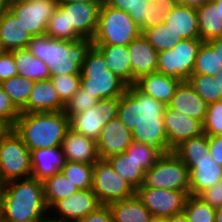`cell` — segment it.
I'll use <instances>...</instances> for the list:
<instances>
[{
	"label": "cell",
	"instance_id": "56",
	"mask_svg": "<svg viewBox=\"0 0 222 222\" xmlns=\"http://www.w3.org/2000/svg\"><path fill=\"white\" fill-rule=\"evenodd\" d=\"M59 1H76L81 3H92L97 5H103L105 3L104 0H59Z\"/></svg>",
	"mask_w": 222,
	"mask_h": 222
},
{
	"label": "cell",
	"instance_id": "24",
	"mask_svg": "<svg viewBox=\"0 0 222 222\" xmlns=\"http://www.w3.org/2000/svg\"><path fill=\"white\" fill-rule=\"evenodd\" d=\"M182 81L173 76H168L159 72L150 73L140 77L135 81V86L143 93L164 103H170L177 87Z\"/></svg>",
	"mask_w": 222,
	"mask_h": 222
},
{
	"label": "cell",
	"instance_id": "63",
	"mask_svg": "<svg viewBox=\"0 0 222 222\" xmlns=\"http://www.w3.org/2000/svg\"><path fill=\"white\" fill-rule=\"evenodd\" d=\"M217 79L219 80V82L222 85V68H221V71L217 74Z\"/></svg>",
	"mask_w": 222,
	"mask_h": 222
},
{
	"label": "cell",
	"instance_id": "26",
	"mask_svg": "<svg viewBox=\"0 0 222 222\" xmlns=\"http://www.w3.org/2000/svg\"><path fill=\"white\" fill-rule=\"evenodd\" d=\"M32 36L18 18L6 8L0 17V46L2 51L27 48Z\"/></svg>",
	"mask_w": 222,
	"mask_h": 222
},
{
	"label": "cell",
	"instance_id": "44",
	"mask_svg": "<svg viewBox=\"0 0 222 222\" xmlns=\"http://www.w3.org/2000/svg\"><path fill=\"white\" fill-rule=\"evenodd\" d=\"M133 156L145 170H149L161 156L156 150L150 148L145 143L132 141L125 151Z\"/></svg>",
	"mask_w": 222,
	"mask_h": 222
},
{
	"label": "cell",
	"instance_id": "48",
	"mask_svg": "<svg viewBox=\"0 0 222 222\" xmlns=\"http://www.w3.org/2000/svg\"><path fill=\"white\" fill-rule=\"evenodd\" d=\"M17 75V67L12 51H2L0 53V83Z\"/></svg>",
	"mask_w": 222,
	"mask_h": 222
},
{
	"label": "cell",
	"instance_id": "16",
	"mask_svg": "<svg viewBox=\"0 0 222 222\" xmlns=\"http://www.w3.org/2000/svg\"><path fill=\"white\" fill-rule=\"evenodd\" d=\"M163 117L169 146L172 150L183 141L201 136L204 133L203 124L199 120L172 109L168 105Z\"/></svg>",
	"mask_w": 222,
	"mask_h": 222
},
{
	"label": "cell",
	"instance_id": "23",
	"mask_svg": "<svg viewBox=\"0 0 222 222\" xmlns=\"http://www.w3.org/2000/svg\"><path fill=\"white\" fill-rule=\"evenodd\" d=\"M31 177L39 181L59 173L65 164L61 146L30 150Z\"/></svg>",
	"mask_w": 222,
	"mask_h": 222
},
{
	"label": "cell",
	"instance_id": "31",
	"mask_svg": "<svg viewBox=\"0 0 222 222\" xmlns=\"http://www.w3.org/2000/svg\"><path fill=\"white\" fill-rule=\"evenodd\" d=\"M113 169L137 190L142 185L145 169L131 155L126 152L115 154L107 158Z\"/></svg>",
	"mask_w": 222,
	"mask_h": 222
},
{
	"label": "cell",
	"instance_id": "64",
	"mask_svg": "<svg viewBox=\"0 0 222 222\" xmlns=\"http://www.w3.org/2000/svg\"><path fill=\"white\" fill-rule=\"evenodd\" d=\"M27 222H43V219L30 220V221H27Z\"/></svg>",
	"mask_w": 222,
	"mask_h": 222
},
{
	"label": "cell",
	"instance_id": "37",
	"mask_svg": "<svg viewBox=\"0 0 222 222\" xmlns=\"http://www.w3.org/2000/svg\"><path fill=\"white\" fill-rule=\"evenodd\" d=\"M183 213L188 222H215L216 208L198 196L188 195Z\"/></svg>",
	"mask_w": 222,
	"mask_h": 222
},
{
	"label": "cell",
	"instance_id": "57",
	"mask_svg": "<svg viewBox=\"0 0 222 222\" xmlns=\"http://www.w3.org/2000/svg\"><path fill=\"white\" fill-rule=\"evenodd\" d=\"M43 222H72V221H67V220H62V219H58V218H51L50 216L46 218V216L43 218Z\"/></svg>",
	"mask_w": 222,
	"mask_h": 222
},
{
	"label": "cell",
	"instance_id": "38",
	"mask_svg": "<svg viewBox=\"0 0 222 222\" xmlns=\"http://www.w3.org/2000/svg\"><path fill=\"white\" fill-rule=\"evenodd\" d=\"M142 35L157 52L172 50L178 43L173 31L164 22L156 27L144 29Z\"/></svg>",
	"mask_w": 222,
	"mask_h": 222
},
{
	"label": "cell",
	"instance_id": "2",
	"mask_svg": "<svg viewBox=\"0 0 222 222\" xmlns=\"http://www.w3.org/2000/svg\"><path fill=\"white\" fill-rule=\"evenodd\" d=\"M49 212L42 181L29 177L3 184L0 194V222L43 219L51 215Z\"/></svg>",
	"mask_w": 222,
	"mask_h": 222
},
{
	"label": "cell",
	"instance_id": "58",
	"mask_svg": "<svg viewBox=\"0 0 222 222\" xmlns=\"http://www.w3.org/2000/svg\"><path fill=\"white\" fill-rule=\"evenodd\" d=\"M215 222H222V207L216 208Z\"/></svg>",
	"mask_w": 222,
	"mask_h": 222
},
{
	"label": "cell",
	"instance_id": "29",
	"mask_svg": "<svg viewBox=\"0 0 222 222\" xmlns=\"http://www.w3.org/2000/svg\"><path fill=\"white\" fill-rule=\"evenodd\" d=\"M12 54L19 76L33 81L50 79L51 74L44 61L35 58L28 48L13 50Z\"/></svg>",
	"mask_w": 222,
	"mask_h": 222
},
{
	"label": "cell",
	"instance_id": "35",
	"mask_svg": "<svg viewBox=\"0 0 222 222\" xmlns=\"http://www.w3.org/2000/svg\"><path fill=\"white\" fill-rule=\"evenodd\" d=\"M105 3L115 9L128 12L133 21L141 28H148L149 3L144 0H105Z\"/></svg>",
	"mask_w": 222,
	"mask_h": 222
},
{
	"label": "cell",
	"instance_id": "41",
	"mask_svg": "<svg viewBox=\"0 0 222 222\" xmlns=\"http://www.w3.org/2000/svg\"><path fill=\"white\" fill-rule=\"evenodd\" d=\"M173 152L180 159H200L209 152V136H201L183 141Z\"/></svg>",
	"mask_w": 222,
	"mask_h": 222
},
{
	"label": "cell",
	"instance_id": "46",
	"mask_svg": "<svg viewBox=\"0 0 222 222\" xmlns=\"http://www.w3.org/2000/svg\"><path fill=\"white\" fill-rule=\"evenodd\" d=\"M178 4V0H156L149 5L148 28L161 24L165 16Z\"/></svg>",
	"mask_w": 222,
	"mask_h": 222
},
{
	"label": "cell",
	"instance_id": "42",
	"mask_svg": "<svg viewBox=\"0 0 222 222\" xmlns=\"http://www.w3.org/2000/svg\"><path fill=\"white\" fill-rule=\"evenodd\" d=\"M61 102L66 105L81 87V75H59L50 77Z\"/></svg>",
	"mask_w": 222,
	"mask_h": 222
},
{
	"label": "cell",
	"instance_id": "60",
	"mask_svg": "<svg viewBox=\"0 0 222 222\" xmlns=\"http://www.w3.org/2000/svg\"><path fill=\"white\" fill-rule=\"evenodd\" d=\"M216 6H219V14L221 15L222 18V0H212Z\"/></svg>",
	"mask_w": 222,
	"mask_h": 222
},
{
	"label": "cell",
	"instance_id": "14",
	"mask_svg": "<svg viewBox=\"0 0 222 222\" xmlns=\"http://www.w3.org/2000/svg\"><path fill=\"white\" fill-rule=\"evenodd\" d=\"M57 6L62 11H67L68 30H75L82 38L93 39L102 5L76 1H58Z\"/></svg>",
	"mask_w": 222,
	"mask_h": 222
},
{
	"label": "cell",
	"instance_id": "39",
	"mask_svg": "<svg viewBox=\"0 0 222 222\" xmlns=\"http://www.w3.org/2000/svg\"><path fill=\"white\" fill-rule=\"evenodd\" d=\"M221 71L218 53L207 43L202 42L198 49L195 67L192 74L216 76Z\"/></svg>",
	"mask_w": 222,
	"mask_h": 222
},
{
	"label": "cell",
	"instance_id": "51",
	"mask_svg": "<svg viewBox=\"0 0 222 222\" xmlns=\"http://www.w3.org/2000/svg\"><path fill=\"white\" fill-rule=\"evenodd\" d=\"M209 154L222 166V135L209 136Z\"/></svg>",
	"mask_w": 222,
	"mask_h": 222
},
{
	"label": "cell",
	"instance_id": "59",
	"mask_svg": "<svg viewBox=\"0 0 222 222\" xmlns=\"http://www.w3.org/2000/svg\"><path fill=\"white\" fill-rule=\"evenodd\" d=\"M7 8L5 1L4 0H0V17L2 16L3 12L5 11V9Z\"/></svg>",
	"mask_w": 222,
	"mask_h": 222
},
{
	"label": "cell",
	"instance_id": "9",
	"mask_svg": "<svg viewBox=\"0 0 222 222\" xmlns=\"http://www.w3.org/2000/svg\"><path fill=\"white\" fill-rule=\"evenodd\" d=\"M201 39L178 41L172 50L158 52L157 72L188 81L194 70Z\"/></svg>",
	"mask_w": 222,
	"mask_h": 222
},
{
	"label": "cell",
	"instance_id": "30",
	"mask_svg": "<svg viewBox=\"0 0 222 222\" xmlns=\"http://www.w3.org/2000/svg\"><path fill=\"white\" fill-rule=\"evenodd\" d=\"M199 21L200 39L208 42L222 36V18L219 6L211 1L196 9Z\"/></svg>",
	"mask_w": 222,
	"mask_h": 222
},
{
	"label": "cell",
	"instance_id": "5",
	"mask_svg": "<svg viewBox=\"0 0 222 222\" xmlns=\"http://www.w3.org/2000/svg\"><path fill=\"white\" fill-rule=\"evenodd\" d=\"M81 88L101 99L120 98L128 86L108 70L103 55L92 46L81 69Z\"/></svg>",
	"mask_w": 222,
	"mask_h": 222
},
{
	"label": "cell",
	"instance_id": "54",
	"mask_svg": "<svg viewBox=\"0 0 222 222\" xmlns=\"http://www.w3.org/2000/svg\"><path fill=\"white\" fill-rule=\"evenodd\" d=\"M167 222H188L185 214L183 212L172 215L167 218Z\"/></svg>",
	"mask_w": 222,
	"mask_h": 222
},
{
	"label": "cell",
	"instance_id": "6",
	"mask_svg": "<svg viewBox=\"0 0 222 222\" xmlns=\"http://www.w3.org/2000/svg\"><path fill=\"white\" fill-rule=\"evenodd\" d=\"M141 34V28L128 12L104 3L99 11L98 26L92 42L93 45L127 46Z\"/></svg>",
	"mask_w": 222,
	"mask_h": 222
},
{
	"label": "cell",
	"instance_id": "34",
	"mask_svg": "<svg viewBox=\"0 0 222 222\" xmlns=\"http://www.w3.org/2000/svg\"><path fill=\"white\" fill-rule=\"evenodd\" d=\"M187 82L207 104L222 100V85L217 75L191 74Z\"/></svg>",
	"mask_w": 222,
	"mask_h": 222
},
{
	"label": "cell",
	"instance_id": "62",
	"mask_svg": "<svg viewBox=\"0 0 222 222\" xmlns=\"http://www.w3.org/2000/svg\"><path fill=\"white\" fill-rule=\"evenodd\" d=\"M4 1H5L6 6H8L12 3L19 2V1H24V0H4Z\"/></svg>",
	"mask_w": 222,
	"mask_h": 222
},
{
	"label": "cell",
	"instance_id": "8",
	"mask_svg": "<svg viewBox=\"0 0 222 222\" xmlns=\"http://www.w3.org/2000/svg\"><path fill=\"white\" fill-rule=\"evenodd\" d=\"M30 150L14 129L0 139V181L31 177Z\"/></svg>",
	"mask_w": 222,
	"mask_h": 222
},
{
	"label": "cell",
	"instance_id": "18",
	"mask_svg": "<svg viewBox=\"0 0 222 222\" xmlns=\"http://www.w3.org/2000/svg\"><path fill=\"white\" fill-rule=\"evenodd\" d=\"M132 141V131L116 117L101 129L97 141L98 155L101 159H107L112 155L123 153Z\"/></svg>",
	"mask_w": 222,
	"mask_h": 222
},
{
	"label": "cell",
	"instance_id": "20",
	"mask_svg": "<svg viewBox=\"0 0 222 222\" xmlns=\"http://www.w3.org/2000/svg\"><path fill=\"white\" fill-rule=\"evenodd\" d=\"M65 105L61 102L51 79L35 81L26 106L20 113L62 112Z\"/></svg>",
	"mask_w": 222,
	"mask_h": 222
},
{
	"label": "cell",
	"instance_id": "47",
	"mask_svg": "<svg viewBox=\"0 0 222 222\" xmlns=\"http://www.w3.org/2000/svg\"><path fill=\"white\" fill-rule=\"evenodd\" d=\"M19 116L20 111L14 106L0 85V119L13 129Z\"/></svg>",
	"mask_w": 222,
	"mask_h": 222
},
{
	"label": "cell",
	"instance_id": "43",
	"mask_svg": "<svg viewBox=\"0 0 222 222\" xmlns=\"http://www.w3.org/2000/svg\"><path fill=\"white\" fill-rule=\"evenodd\" d=\"M203 132L207 136L222 135V100L208 104Z\"/></svg>",
	"mask_w": 222,
	"mask_h": 222
},
{
	"label": "cell",
	"instance_id": "3",
	"mask_svg": "<svg viewBox=\"0 0 222 222\" xmlns=\"http://www.w3.org/2000/svg\"><path fill=\"white\" fill-rule=\"evenodd\" d=\"M92 46L91 39H54L45 33L32 36L27 48L35 58L44 61L51 77H55L80 75L86 55Z\"/></svg>",
	"mask_w": 222,
	"mask_h": 222
},
{
	"label": "cell",
	"instance_id": "33",
	"mask_svg": "<svg viewBox=\"0 0 222 222\" xmlns=\"http://www.w3.org/2000/svg\"><path fill=\"white\" fill-rule=\"evenodd\" d=\"M35 81L22 76H14L0 83L14 106L21 111L27 104Z\"/></svg>",
	"mask_w": 222,
	"mask_h": 222
},
{
	"label": "cell",
	"instance_id": "22",
	"mask_svg": "<svg viewBox=\"0 0 222 222\" xmlns=\"http://www.w3.org/2000/svg\"><path fill=\"white\" fill-rule=\"evenodd\" d=\"M163 22L173 31L176 36V41L200 39L199 21L195 8L177 4V6L165 16Z\"/></svg>",
	"mask_w": 222,
	"mask_h": 222
},
{
	"label": "cell",
	"instance_id": "15",
	"mask_svg": "<svg viewBox=\"0 0 222 222\" xmlns=\"http://www.w3.org/2000/svg\"><path fill=\"white\" fill-rule=\"evenodd\" d=\"M101 205V202L91 188L79 190L62 200H59L49 211L50 213H52L51 211L55 213L53 216L55 218L57 217L62 220L79 222L82 218L96 210Z\"/></svg>",
	"mask_w": 222,
	"mask_h": 222
},
{
	"label": "cell",
	"instance_id": "49",
	"mask_svg": "<svg viewBox=\"0 0 222 222\" xmlns=\"http://www.w3.org/2000/svg\"><path fill=\"white\" fill-rule=\"evenodd\" d=\"M198 197L214 208L222 207V180L201 192Z\"/></svg>",
	"mask_w": 222,
	"mask_h": 222
},
{
	"label": "cell",
	"instance_id": "21",
	"mask_svg": "<svg viewBox=\"0 0 222 222\" xmlns=\"http://www.w3.org/2000/svg\"><path fill=\"white\" fill-rule=\"evenodd\" d=\"M65 161L94 164L100 157L97 142L69 128L61 145Z\"/></svg>",
	"mask_w": 222,
	"mask_h": 222
},
{
	"label": "cell",
	"instance_id": "65",
	"mask_svg": "<svg viewBox=\"0 0 222 222\" xmlns=\"http://www.w3.org/2000/svg\"><path fill=\"white\" fill-rule=\"evenodd\" d=\"M144 1H146V2L149 3V4H152V3H154L156 0H144Z\"/></svg>",
	"mask_w": 222,
	"mask_h": 222
},
{
	"label": "cell",
	"instance_id": "7",
	"mask_svg": "<svg viewBox=\"0 0 222 222\" xmlns=\"http://www.w3.org/2000/svg\"><path fill=\"white\" fill-rule=\"evenodd\" d=\"M189 169L172 151L161 155L156 163L145 171L140 187L184 191L190 195Z\"/></svg>",
	"mask_w": 222,
	"mask_h": 222
},
{
	"label": "cell",
	"instance_id": "28",
	"mask_svg": "<svg viewBox=\"0 0 222 222\" xmlns=\"http://www.w3.org/2000/svg\"><path fill=\"white\" fill-rule=\"evenodd\" d=\"M113 222H151L153 215L135 194L129 198L114 201L108 205Z\"/></svg>",
	"mask_w": 222,
	"mask_h": 222
},
{
	"label": "cell",
	"instance_id": "61",
	"mask_svg": "<svg viewBox=\"0 0 222 222\" xmlns=\"http://www.w3.org/2000/svg\"><path fill=\"white\" fill-rule=\"evenodd\" d=\"M151 222H167V218L153 217Z\"/></svg>",
	"mask_w": 222,
	"mask_h": 222
},
{
	"label": "cell",
	"instance_id": "36",
	"mask_svg": "<svg viewBox=\"0 0 222 222\" xmlns=\"http://www.w3.org/2000/svg\"><path fill=\"white\" fill-rule=\"evenodd\" d=\"M61 172L68 177L79 190L92 188L93 164L65 161Z\"/></svg>",
	"mask_w": 222,
	"mask_h": 222
},
{
	"label": "cell",
	"instance_id": "11",
	"mask_svg": "<svg viewBox=\"0 0 222 222\" xmlns=\"http://www.w3.org/2000/svg\"><path fill=\"white\" fill-rule=\"evenodd\" d=\"M119 98L101 99L87 111L69 118L70 128L94 141L99 140L101 129L118 117Z\"/></svg>",
	"mask_w": 222,
	"mask_h": 222
},
{
	"label": "cell",
	"instance_id": "53",
	"mask_svg": "<svg viewBox=\"0 0 222 222\" xmlns=\"http://www.w3.org/2000/svg\"><path fill=\"white\" fill-rule=\"evenodd\" d=\"M212 0H178V4L189 6L192 8H199L205 5L208 2H211Z\"/></svg>",
	"mask_w": 222,
	"mask_h": 222
},
{
	"label": "cell",
	"instance_id": "17",
	"mask_svg": "<svg viewBox=\"0 0 222 222\" xmlns=\"http://www.w3.org/2000/svg\"><path fill=\"white\" fill-rule=\"evenodd\" d=\"M189 169L190 195L198 196L201 192L222 180V166L209 152L200 159H181Z\"/></svg>",
	"mask_w": 222,
	"mask_h": 222
},
{
	"label": "cell",
	"instance_id": "52",
	"mask_svg": "<svg viewBox=\"0 0 222 222\" xmlns=\"http://www.w3.org/2000/svg\"><path fill=\"white\" fill-rule=\"evenodd\" d=\"M207 43L214 49L215 53H218L220 68H222V36L212 39Z\"/></svg>",
	"mask_w": 222,
	"mask_h": 222
},
{
	"label": "cell",
	"instance_id": "10",
	"mask_svg": "<svg viewBox=\"0 0 222 222\" xmlns=\"http://www.w3.org/2000/svg\"><path fill=\"white\" fill-rule=\"evenodd\" d=\"M92 190L104 205L136 194V190L113 169L110 162L101 158L93 164Z\"/></svg>",
	"mask_w": 222,
	"mask_h": 222
},
{
	"label": "cell",
	"instance_id": "40",
	"mask_svg": "<svg viewBox=\"0 0 222 222\" xmlns=\"http://www.w3.org/2000/svg\"><path fill=\"white\" fill-rule=\"evenodd\" d=\"M46 34L54 39L71 41L82 39L75 30H68L67 11H62L58 6L49 19Z\"/></svg>",
	"mask_w": 222,
	"mask_h": 222
},
{
	"label": "cell",
	"instance_id": "13",
	"mask_svg": "<svg viewBox=\"0 0 222 222\" xmlns=\"http://www.w3.org/2000/svg\"><path fill=\"white\" fill-rule=\"evenodd\" d=\"M153 217L168 218L183 212L188 195L184 191L140 187L136 190Z\"/></svg>",
	"mask_w": 222,
	"mask_h": 222
},
{
	"label": "cell",
	"instance_id": "4",
	"mask_svg": "<svg viewBox=\"0 0 222 222\" xmlns=\"http://www.w3.org/2000/svg\"><path fill=\"white\" fill-rule=\"evenodd\" d=\"M69 128L64 111L20 113L13 127L29 150L61 146Z\"/></svg>",
	"mask_w": 222,
	"mask_h": 222
},
{
	"label": "cell",
	"instance_id": "12",
	"mask_svg": "<svg viewBox=\"0 0 222 222\" xmlns=\"http://www.w3.org/2000/svg\"><path fill=\"white\" fill-rule=\"evenodd\" d=\"M59 0H24L7 8L18 18L31 36L46 33L47 25Z\"/></svg>",
	"mask_w": 222,
	"mask_h": 222
},
{
	"label": "cell",
	"instance_id": "32",
	"mask_svg": "<svg viewBox=\"0 0 222 222\" xmlns=\"http://www.w3.org/2000/svg\"><path fill=\"white\" fill-rule=\"evenodd\" d=\"M44 198L49 210L63 198L79 191L61 171L43 181Z\"/></svg>",
	"mask_w": 222,
	"mask_h": 222
},
{
	"label": "cell",
	"instance_id": "1",
	"mask_svg": "<svg viewBox=\"0 0 222 222\" xmlns=\"http://www.w3.org/2000/svg\"><path fill=\"white\" fill-rule=\"evenodd\" d=\"M165 108L164 103L132 85L119 98L118 118L132 131L133 141L145 143L160 155H166L173 150L164 124Z\"/></svg>",
	"mask_w": 222,
	"mask_h": 222
},
{
	"label": "cell",
	"instance_id": "27",
	"mask_svg": "<svg viewBox=\"0 0 222 222\" xmlns=\"http://www.w3.org/2000/svg\"><path fill=\"white\" fill-rule=\"evenodd\" d=\"M104 57L108 70L127 86H132L131 56L127 46L93 45Z\"/></svg>",
	"mask_w": 222,
	"mask_h": 222
},
{
	"label": "cell",
	"instance_id": "50",
	"mask_svg": "<svg viewBox=\"0 0 222 222\" xmlns=\"http://www.w3.org/2000/svg\"><path fill=\"white\" fill-rule=\"evenodd\" d=\"M79 222H113L111 209L108 205L102 204Z\"/></svg>",
	"mask_w": 222,
	"mask_h": 222
},
{
	"label": "cell",
	"instance_id": "19",
	"mask_svg": "<svg viewBox=\"0 0 222 222\" xmlns=\"http://www.w3.org/2000/svg\"><path fill=\"white\" fill-rule=\"evenodd\" d=\"M127 47L131 56L132 85L140 77L157 72L158 52L142 34Z\"/></svg>",
	"mask_w": 222,
	"mask_h": 222
},
{
	"label": "cell",
	"instance_id": "55",
	"mask_svg": "<svg viewBox=\"0 0 222 222\" xmlns=\"http://www.w3.org/2000/svg\"><path fill=\"white\" fill-rule=\"evenodd\" d=\"M11 128L0 119V139L10 130Z\"/></svg>",
	"mask_w": 222,
	"mask_h": 222
},
{
	"label": "cell",
	"instance_id": "66",
	"mask_svg": "<svg viewBox=\"0 0 222 222\" xmlns=\"http://www.w3.org/2000/svg\"><path fill=\"white\" fill-rule=\"evenodd\" d=\"M2 186H3V183L0 181V194H1V191H2Z\"/></svg>",
	"mask_w": 222,
	"mask_h": 222
},
{
	"label": "cell",
	"instance_id": "25",
	"mask_svg": "<svg viewBox=\"0 0 222 222\" xmlns=\"http://www.w3.org/2000/svg\"><path fill=\"white\" fill-rule=\"evenodd\" d=\"M168 106L191 118L199 120L203 124L208 104L195 92L187 81H182Z\"/></svg>",
	"mask_w": 222,
	"mask_h": 222
},
{
	"label": "cell",
	"instance_id": "45",
	"mask_svg": "<svg viewBox=\"0 0 222 222\" xmlns=\"http://www.w3.org/2000/svg\"><path fill=\"white\" fill-rule=\"evenodd\" d=\"M99 101L92 94L85 92L81 87L71 100L65 105L64 113L70 118L72 115L87 111Z\"/></svg>",
	"mask_w": 222,
	"mask_h": 222
}]
</instances>
